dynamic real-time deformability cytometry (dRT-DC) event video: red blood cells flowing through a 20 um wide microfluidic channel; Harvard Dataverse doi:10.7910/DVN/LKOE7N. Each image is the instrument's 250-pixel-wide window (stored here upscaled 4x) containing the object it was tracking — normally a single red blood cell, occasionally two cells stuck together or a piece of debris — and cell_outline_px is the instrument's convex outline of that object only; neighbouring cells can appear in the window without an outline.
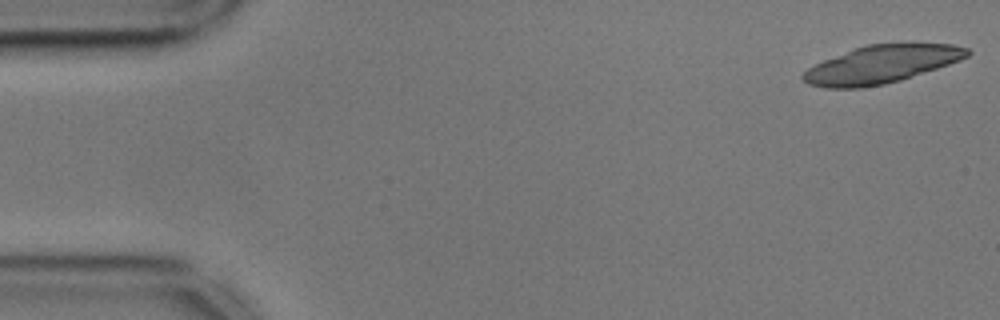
{"species": "common noctule bat (a hibernating species)", "species_latin": "Nyctalus noctula", "temperature_condition": "cold", "stored_images_in_passage": 23, "camera_frame_rate_fps": 3000, "um_per_image_px": 0.085, "animal": {"sex": "male", "body_mass_g": 17.9, "forearm_length_mm": 54.2}, "frame": {"image": 1, "passage_image": 1, "time_ms": 0.0, "image_size_px": [1000, 320], "cell_outline_px": [[972, 52], [968, 56], [960, 60], [900, 80], [884, 84], [864, 88], [828, 88], [808, 84], [800, 76], [808, 68], [824, 60], [856, 48], [868, 44], [952, 44], [968, 48]], "centroid_in_image_um": [74.91, 5.48], "position_along_channel_um": 10.1, "area_um2": 35.6}}